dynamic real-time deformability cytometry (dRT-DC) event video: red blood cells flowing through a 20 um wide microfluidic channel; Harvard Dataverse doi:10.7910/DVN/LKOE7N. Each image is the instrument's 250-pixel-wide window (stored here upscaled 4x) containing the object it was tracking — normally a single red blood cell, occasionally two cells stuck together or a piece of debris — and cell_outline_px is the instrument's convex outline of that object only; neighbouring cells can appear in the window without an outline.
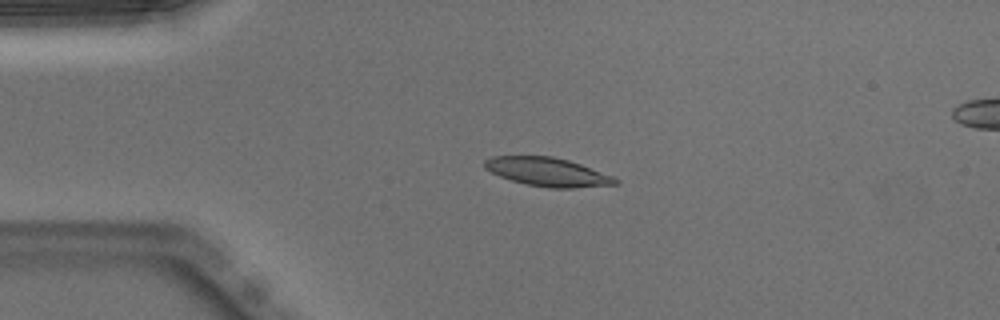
{"species": "Egyptian fruit bat (a non-hibernating species)", "species_latin": "Rousettus aegyptiacus", "temperature_condition": "warm", "stored_images_in_passage": 41, "camera_frame_rate_fps": 3000, "um_per_image_px": 0.085, "animal": {"sex": "male"}, "frame": {"image": 1, "passage_image": 1, "time_ms": 0.0, "image_size_px": [1000, 320], "cell_outline_px": [[620, 184], [572, 188], [548, 188], [528, 184], [512, 180], [500, 176], [484, 168], [484, 160], [492, 156], [552, 156], [568, 160], [580, 164], [612, 176], [620, 180]], "centroid_in_image_um": [46.55, 14.61], "position_along_channel_um": 38.4, "area_um2": 21.68}}
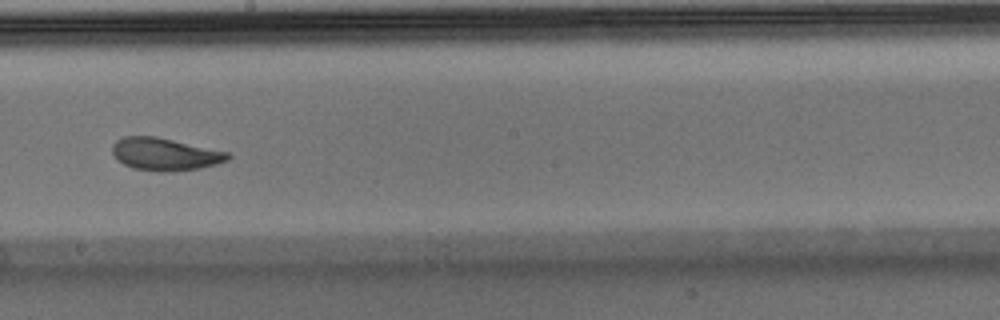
{"frame": {"image": 2, "passage_image": 18, "time_ms": 5.667, "image_size_px": [1000, 320], "cell_outline_px": [[232, 156], [228, 160], [216, 164], [200, 168], [164, 172], [160, 172], [132, 168], [116, 160], [112, 152], [112, 144], [116, 140], [124, 136], [156, 136], [228, 152]], "centroid_in_image_um": [13.99, 13.1], "position_along_channel_um": 234.2, "area_um2": 21.96}}
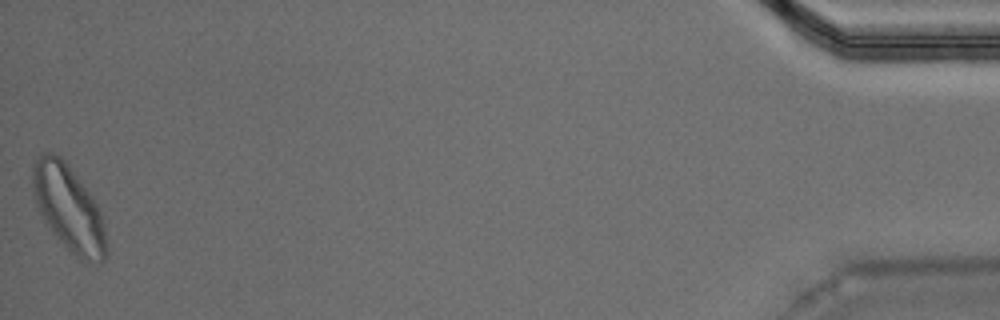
{"frame": {"image": 3, "passage_image": 40, "time_ms": 13.0, "image_size_px": [1000, 320], "cell_outline_px": [[108, 252], [104, 260], [100, 264], [88, 264], [80, 260], [68, 252], [52, 232], [40, 212], [36, 204], [32, 188], [32, 164], [40, 152], [52, 152], [60, 156], [68, 164], [92, 196], [100, 212], [104, 224]], "centroid_in_image_um": [5.84, 17.74], "position_along_channel_um": 429.4, "area_um2": 37.45}}